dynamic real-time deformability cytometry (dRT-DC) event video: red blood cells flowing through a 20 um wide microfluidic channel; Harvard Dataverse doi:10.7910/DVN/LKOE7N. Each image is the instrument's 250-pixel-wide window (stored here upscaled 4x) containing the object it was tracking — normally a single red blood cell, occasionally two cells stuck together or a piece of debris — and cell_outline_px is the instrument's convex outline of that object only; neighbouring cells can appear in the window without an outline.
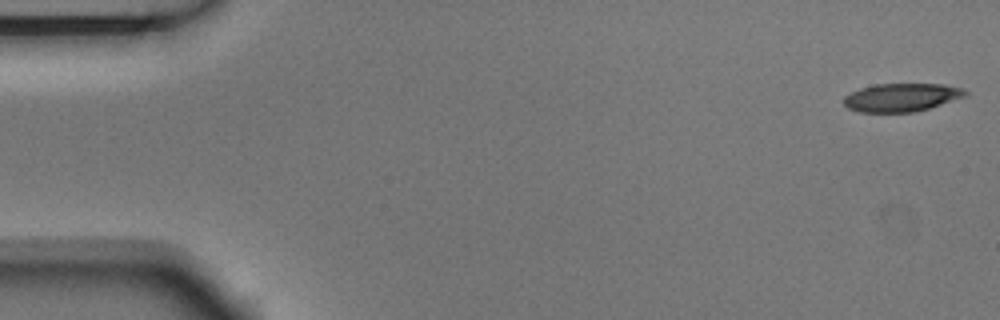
{"species": "Egyptian fruit bat (a non-hibernating species)", "species_latin": "Rousettus aegyptiacus", "temperature_condition": "room temperature", "stored_images_in_passage": 4, "camera_frame_rate_fps": 3000, "um_per_image_px": 0.085, "animal": {"sex": "male"}, "frame": {"image": 1, "passage_image": 1, "time_ms": 0.0, "image_size_px": [1000, 320], "cell_outline_px": [[968, 96], [928, 108], [912, 112], [860, 112], [848, 108], [844, 104], [844, 96], [860, 88], [876, 84], [944, 84], [964, 88], [968, 92]], "centroid_in_image_um": [76.66, 8.27], "position_along_channel_um": 8.3, "area_um2": 20.0}}